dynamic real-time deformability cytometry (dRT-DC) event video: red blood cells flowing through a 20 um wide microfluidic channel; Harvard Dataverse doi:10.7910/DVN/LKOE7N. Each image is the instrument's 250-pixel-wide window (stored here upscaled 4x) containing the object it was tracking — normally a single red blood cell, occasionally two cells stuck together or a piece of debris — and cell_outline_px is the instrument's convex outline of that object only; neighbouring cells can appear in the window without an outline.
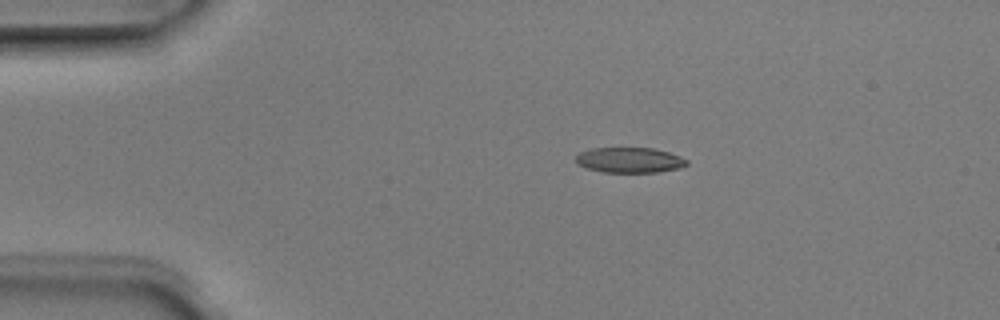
{"species": "Egyptian fruit bat (a non-hibernating species)", "species_latin": "Rousettus aegyptiacus", "temperature_condition": "room temperature", "stored_images_in_passage": 5, "camera_frame_rate_fps": 3000, "um_per_image_px": 0.085, "animal": {"sex": "male"}, "frame": {"image": 1, "passage_image": 3, "time_ms": 0.667, "image_size_px": [1000, 320], "cell_outline_px": [[688, 164], [680, 168], [660, 172], [604, 172], [588, 168], [576, 164], [576, 156], [580, 152], [592, 148], [652, 148], [668, 152], [680, 156], [688, 160]], "centroid_in_image_um": [53.53, 13.61], "position_along_channel_um": 31.5, "area_um2": 16.36}}
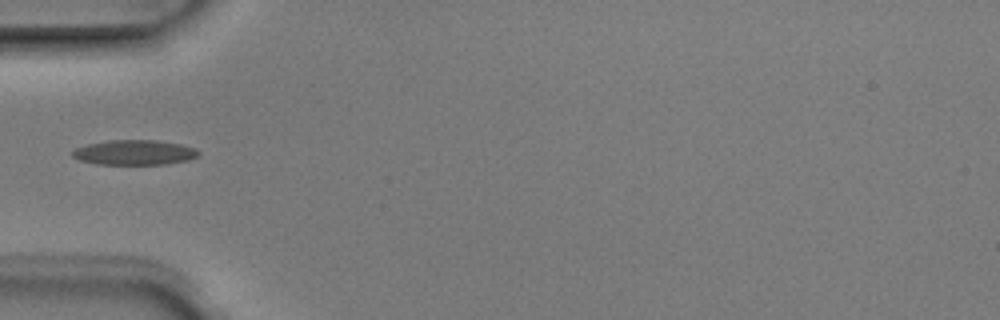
{"frame": {"image": 2, "passage_image": 5, "time_ms": 1.333, "image_size_px": [1000, 320], "cell_outline_px": [[200, 152], [196, 156], [188, 160], [168, 164], [96, 164], [80, 160], [72, 156], [72, 152], [76, 148], [88, 144], [108, 140], [156, 140], [180, 144], [196, 148]], "centroid_in_image_um": [11.44, 12.96], "position_along_channel_um": 73.6, "area_um2": 18.26}}